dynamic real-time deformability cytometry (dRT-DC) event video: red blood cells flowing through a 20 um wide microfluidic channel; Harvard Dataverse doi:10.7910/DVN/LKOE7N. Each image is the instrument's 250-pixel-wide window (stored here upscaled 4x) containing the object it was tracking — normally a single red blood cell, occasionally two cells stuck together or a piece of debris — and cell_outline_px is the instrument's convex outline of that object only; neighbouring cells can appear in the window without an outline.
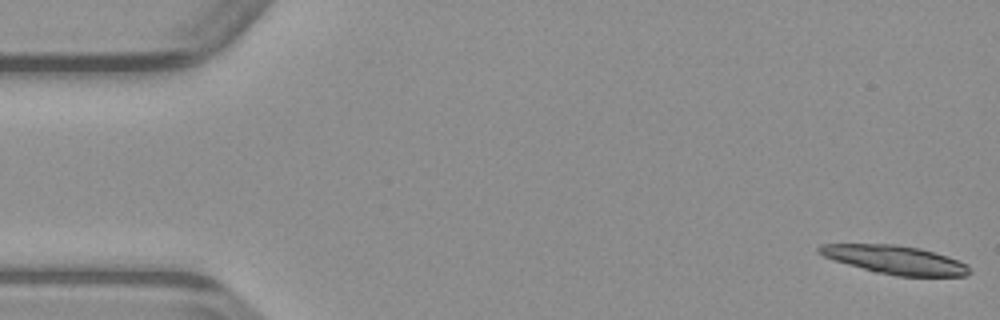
{"species": "common noctule bat (a hibernating species)", "species_latin": "Nyctalus noctula", "temperature_condition": "warm", "stored_images_in_passage": 49, "camera_frame_rate_fps": 3000, "um_per_image_px": 0.085, "animal": {"sex": "male", "body_mass_g": 23.1, "forearm_length_mm": 52.7}, "frame": {"image": 1, "passage_image": 1, "time_ms": 0.0, "image_size_px": [1000, 320], "cell_outline_px": [[972, 272], [968, 276], [896, 276], [876, 272], [848, 264], [824, 256], [816, 248], [820, 244], [896, 244], [920, 248], [948, 256], [968, 264]], "centroid_in_image_um": [76.15, 22.08], "position_along_channel_um": 8.8, "area_um2": 24.91}}
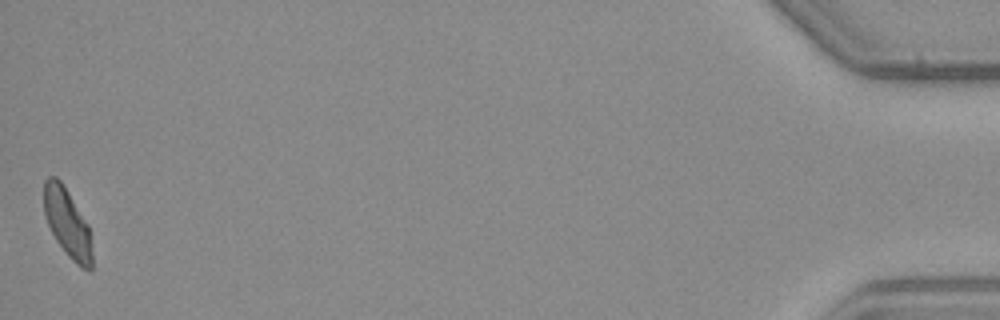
{"frame": {"image": 2, "passage_image": 49, "time_ms": 16.0, "image_size_px": [1000, 320], "cell_outline_px": [[92, 268], [80, 268], [68, 256], [56, 240], [44, 216], [44, 180], [48, 176], [56, 176], [60, 180], [68, 192], [88, 224], [92, 252]], "centroid_in_image_um": [5.71, 18.94], "position_along_channel_um": 429.5, "area_um2": 19.07}}